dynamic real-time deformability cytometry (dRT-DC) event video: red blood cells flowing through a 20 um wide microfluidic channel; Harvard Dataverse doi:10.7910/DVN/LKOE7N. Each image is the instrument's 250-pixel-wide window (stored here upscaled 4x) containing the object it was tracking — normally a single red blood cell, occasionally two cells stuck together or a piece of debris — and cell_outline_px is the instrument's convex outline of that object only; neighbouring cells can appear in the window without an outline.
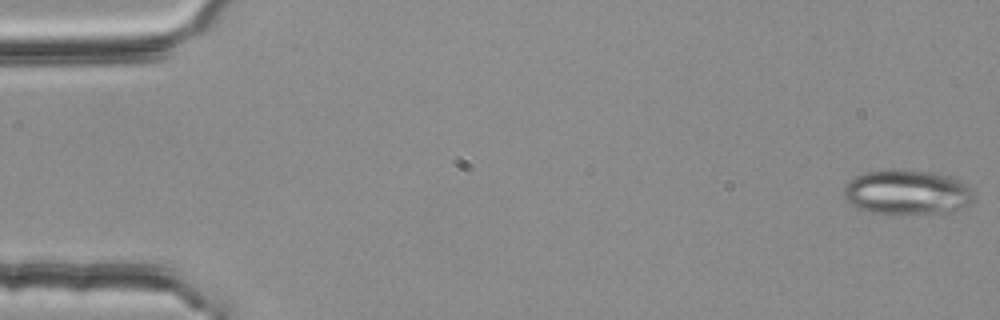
{"species": "common noctule bat (a hibernating species)", "species_latin": "Nyctalus noctula", "temperature_condition": "room temperature", "stored_images_in_passage": 54, "camera_frame_rate_fps": 3000, "um_per_image_px": 0.085, "animal": {"sex": "female", "body_mass_g": 25.1}, "frame": {"image": 1, "passage_image": 1, "time_ms": 0.0, "image_size_px": [1000, 320], "cell_outline_px": [[976, 196], [968, 204], [960, 208], [944, 212], [872, 212], [860, 208], [844, 200], [844, 184], [848, 180], [864, 172], [884, 168], [904, 168], [940, 172], [960, 180], [972, 188]], "centroid_in_image_um": [77.1, 16.26], "position_along_channel_um": 7.9, "area_um2": 34.22}}
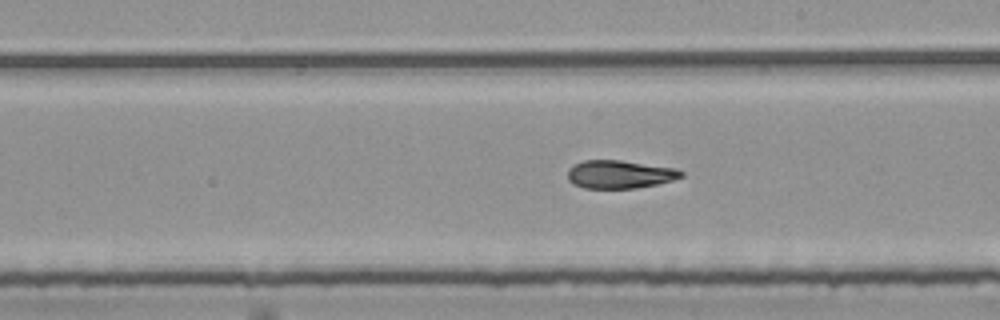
{"frame": {"image": 2, "passage_image": 31, "time_ms": 10.0, "image_size_px": [1000, 320], "cell_outline_px": [[684, 176], [672, 180], [656, 184], [636, 188], [584, 188], [572, 184], [568, 180], [568, 168], [584, 160], [620, 160], [676, 168], [684, 172]], "centroid_in_image_um": [52.67, 14.82], "position_along_channel_um": 236.3, "area_um2": 18.61}}
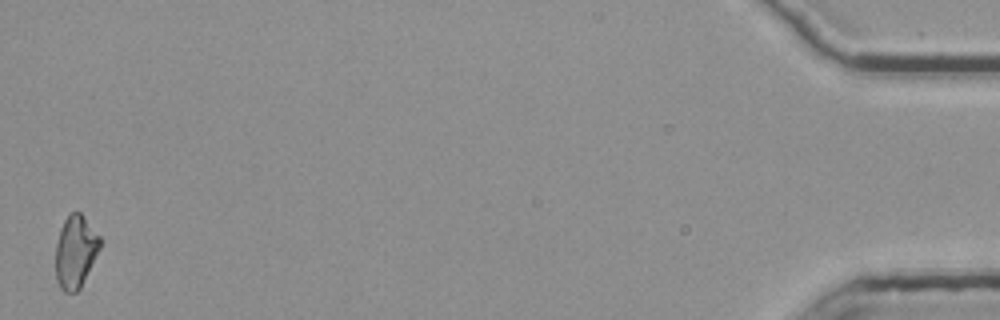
{"frame": {"image": 3, "passage_image": 54, "time_ms": 17.667, "image_size_px": [1000, 320], "cell_outline_px": [[100, 248], [80, 288], [76, 292], [64, 292], [60, 288], [56, 280], [56, 244], [60, 228], [64, 220], [72, 212], [80, 212], [84, 216], [100, 236]], "centroid_in_image_um": [6.41, 21.39], "position_along_channel_um": 428.8, "area_um2": 18.67}, "authors_computed_cell_mechanics": {"area_um2": 19.5075, "velocity_mm_per_s": 3.781, "shape_relaxation_time_tau1_ms": null, "shape_relaxation_time_tau2_ms": 2.503, "deformation_change_tau1": null, "deformation_change_tau2": 0.096}}